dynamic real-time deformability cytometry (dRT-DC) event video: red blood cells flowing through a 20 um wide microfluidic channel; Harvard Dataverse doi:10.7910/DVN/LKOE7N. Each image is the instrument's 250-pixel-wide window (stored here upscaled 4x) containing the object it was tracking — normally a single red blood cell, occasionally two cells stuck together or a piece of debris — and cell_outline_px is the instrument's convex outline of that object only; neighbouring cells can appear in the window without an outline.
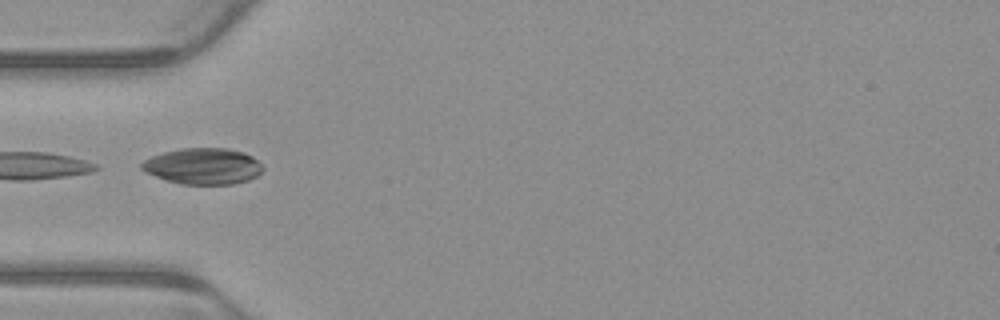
{"species": "common noctule bat (a hibernating species)", "species_latin": "Nyctalus noctula", "temperature_condition": "warm", "stored_images_in_passage": 1, "camera_frame_rate_fps": 3000, "um_per_image_px": 0.085, "animal": {"sex": "male", "body_mass_g": 23.1, "forearm_length_mm": 52.7}, "frame": {"image": 1, "passage_image": 1, "time_ms": 0.0, "image_size_px": [1000, 320], "cell_outline_px": [[264, 168], [256, 176], [248, 180], [232, 184], [180, 184], [144, 172], [140, 168], [140, 164], [144, 160], [152, 156], [164, 152], [180, 148], [228, 148], [244, 152], [252, 156]], "centroid_in_image_um": [17.24, 14.12], "position_along_channel_um": 67.8, "area_um2": 25.49}}